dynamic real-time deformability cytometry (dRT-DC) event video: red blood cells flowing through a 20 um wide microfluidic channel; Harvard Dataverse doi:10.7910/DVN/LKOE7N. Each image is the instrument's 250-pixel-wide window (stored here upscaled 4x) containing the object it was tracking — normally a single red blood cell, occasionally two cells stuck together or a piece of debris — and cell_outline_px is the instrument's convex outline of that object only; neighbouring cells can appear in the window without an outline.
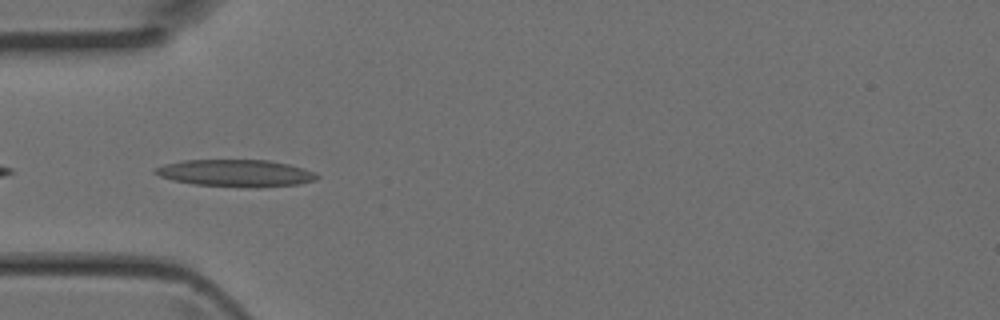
{"species": "Egyptian fruit bat (a non-hibernating species)", "species_latin": "Rousettus aegyptiacus", "temperature_condition": "room temperature", "stored_images_in_passage": 9, "camera_frame_rate_fps": 3000, "um_per_image_px": 0.085, "animal": {"sex": "female"}, "frame": {"image": 1, "passage_image": 7, "time_ms": 2.0, "image_size_px": [1000, 320], "cell_outline_px": [[320, 176], [316, 180], [300, 184], [260, 188], [256, 188], [192, 184], [172, 180], [160, 176], [152, 172], [152, 168], [164, 164], [184, 160], [268, 160], [288, 164], [304, 168], [316, 172]], "centroid_in_image_um": [20.05, 14.72], "position_along_channel_um": 64.9, "area_um2": 25.89}}